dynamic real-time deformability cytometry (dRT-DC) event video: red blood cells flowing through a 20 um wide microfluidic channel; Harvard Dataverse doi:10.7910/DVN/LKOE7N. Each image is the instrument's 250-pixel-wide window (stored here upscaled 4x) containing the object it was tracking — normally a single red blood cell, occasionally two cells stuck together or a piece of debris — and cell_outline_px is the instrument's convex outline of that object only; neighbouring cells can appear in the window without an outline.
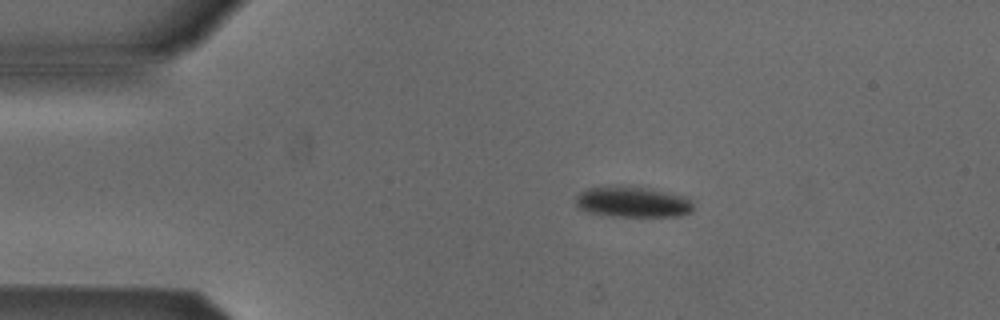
{"species": "Egyptian fruit bat (a non-hibernating species)", "species_latin": "Rousettus aegyptiacus", "temperature_condition": "cold", "stored_images_in_passage": 5, "camera_frame_rate_fps": 3000, "um_per_image_px": 0.085, "animal": {"sex": "male"}, "frame": {"image": 1, "passage_image": 2, "time_ms": 1.333, "image_size_px": [1000, 320], "cell_outline_px": [[692, 212], [680, 216], [612, 216], [588, 212], [576, 208], [576, 196], [580, 192], [588, 188], [620, 184], [628, 184], [688, 196], [692, 200]], "centroid_in_image_um": [53.77, 17.14], "position_along_channel_um": 31.2, "area_um2": 21.68}}
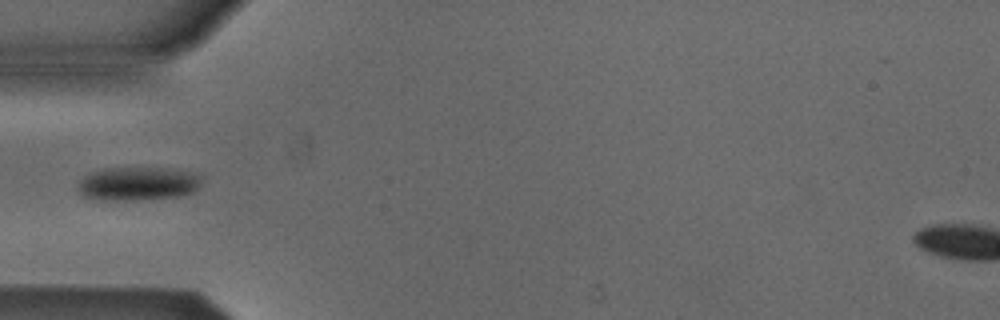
{"frame": {"image": 2, "passage_image": 4, "time_ms": 3.667, "image_size_px": [1000, 320], "cell_outline_px": [[204, 176], [200, 188], [184, 196], [136, 200], [96, 200], [84, 196], [76, 188], [80, 180], [88, 172], [104, 168], [164, 168], [196, 172]], "centroid_in_image_um": [11.76, 15.61], "position_along_channel_um": 73.2, "area_um2": 24.85}}